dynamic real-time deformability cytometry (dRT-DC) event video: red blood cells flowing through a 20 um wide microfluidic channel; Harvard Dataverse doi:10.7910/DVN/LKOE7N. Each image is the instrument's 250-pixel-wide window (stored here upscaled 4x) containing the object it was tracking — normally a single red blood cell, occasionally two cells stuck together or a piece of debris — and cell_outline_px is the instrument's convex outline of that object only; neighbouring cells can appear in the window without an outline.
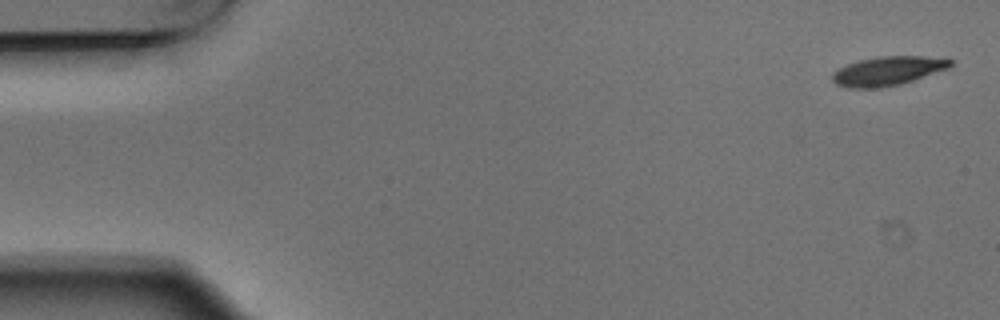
{"species": "Egyptian fruit bat (a non-hibernating species)", "species_latin": "Rousettus aegyptiacus", "temperature_condition": "warm", "stored_images_in_passage": 4, "camera_frame_rate_fps": 3000, "um_per_image_px": 0.085, "animal": {"sex": "male"}, "frame": {"image": 1, "passage_image": 1, "time_ms": 0.0, "image_size_px": [1000, 320], "cell_outline_px": [[952, 64], [948, 68], [900, 84], [880, 88], [848, 88], [836, 84], [832, 80], [832, 72], [848, 64], [860, 60], [880, 56], [924, 56], [952, 60]], "centroid_in_image_um": [75.42, 6.04], "position_along_channel_um": 9.6, "area_um2": 19.71}}